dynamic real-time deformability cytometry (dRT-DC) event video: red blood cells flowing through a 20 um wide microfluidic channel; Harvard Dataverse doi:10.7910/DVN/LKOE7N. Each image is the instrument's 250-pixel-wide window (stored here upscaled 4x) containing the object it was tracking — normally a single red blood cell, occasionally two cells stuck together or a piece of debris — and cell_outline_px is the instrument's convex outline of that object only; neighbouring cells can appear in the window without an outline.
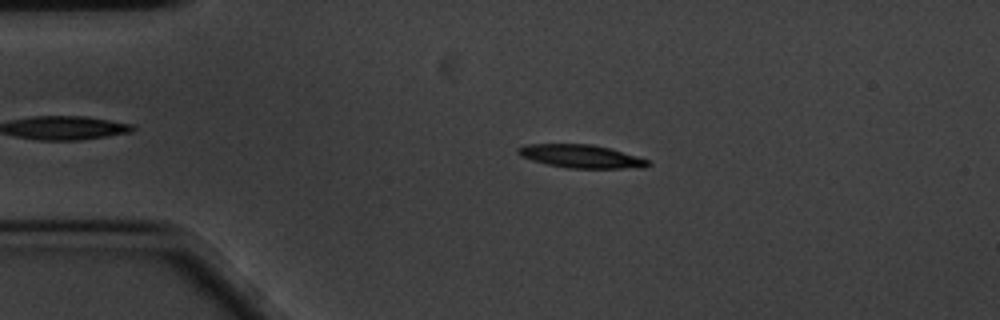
{"species": "common noctule bat (a hibernating species)", "species_latin": "Nyctalus noctula", "temperature_condition": "cold", "stored_images_in_passage": 43, "camera_frame_rate_fps": 3000, "um_per_image_px": 0.085, "animal": {"sex": "male", "body_mass_g": 20.1, "forearm_length_mm": 53.5}, "frame": {"image": 1, "passage_image": 3, "time_ms": 0.667, "image_size_px": [1000, 320], "cell_outline_px": [[652, 164], [644, 168], [568, 168], [548, 164], [532, 160], [520, 156], [516, 152], [516, 148], [524, 144], [592, 144], [608, 148], [636, 156], [648, 160]], "centroid_in_image_um": [49.36, 13.29], "position_along_channel_um": 35.6, "area_um2": 17.51}}
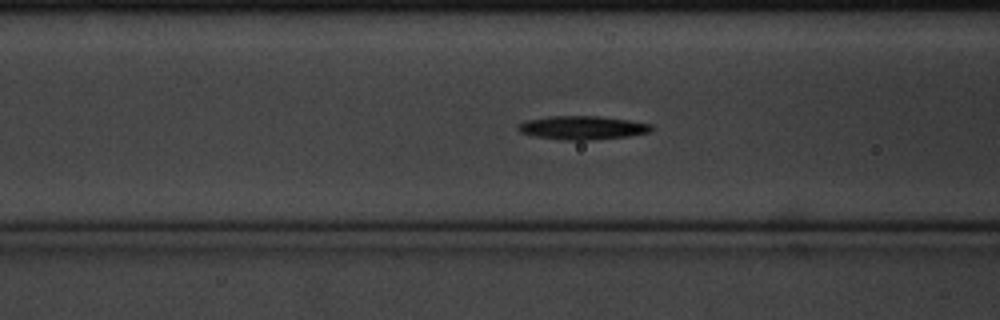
{"frame": {"image": 2, "passage_image": 13, "time_ms": 4.0, "image_size_px": [1000, 320], "cell_outline_px": [[652, 128], [648, 132], [628, 136], [588, 140], [560, 140], [536, 136], [520, 132], [516, 128], [520, 124], [528, 120], [548, 116], [600, 116], [628, 120], [652, 124]], "centroid_in_image_um": [49.49, 10.85], "position_along_channel_um": 117.1, "area_um2": 18.15}}
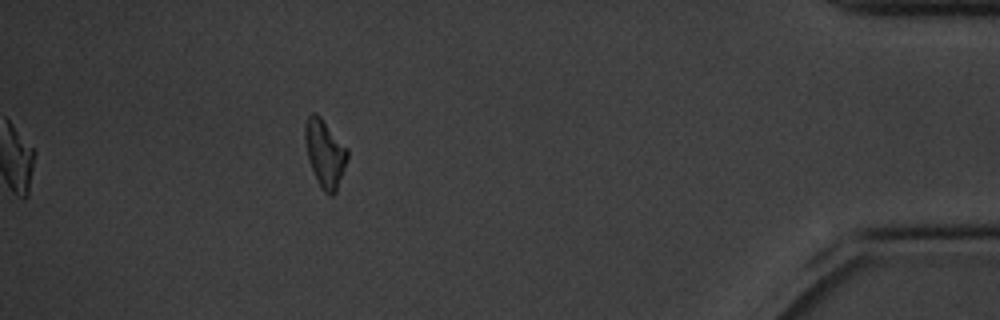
{"frame": {"image": 3, "passage_image": 43, "time_ms": 14.0, "image_size_px": [1000, 320], "cell_outline_px": [[348, 156], [336, 192], [332, 196], [324, 192], [308, 160], [304, 140], [304, 124], [308, 116], [312, 112], [316, 112], [320, 116], [348, 148]], "centroid_in_image_um": [27.6, 12.98], "position_along_channel_um": 407.6, "area_um2": 16.59}, "authors_computed_cell_mechanics": {"area_um2": 17.629, "velocity_mm_per_s": 3.431, "shape_relaxation_time_tau1_ms": 3.77, "shape_relaxation_time_tau2_ms": null, "deformation_change_tau1": 0.1455, "deformation_change_tau2": null}}